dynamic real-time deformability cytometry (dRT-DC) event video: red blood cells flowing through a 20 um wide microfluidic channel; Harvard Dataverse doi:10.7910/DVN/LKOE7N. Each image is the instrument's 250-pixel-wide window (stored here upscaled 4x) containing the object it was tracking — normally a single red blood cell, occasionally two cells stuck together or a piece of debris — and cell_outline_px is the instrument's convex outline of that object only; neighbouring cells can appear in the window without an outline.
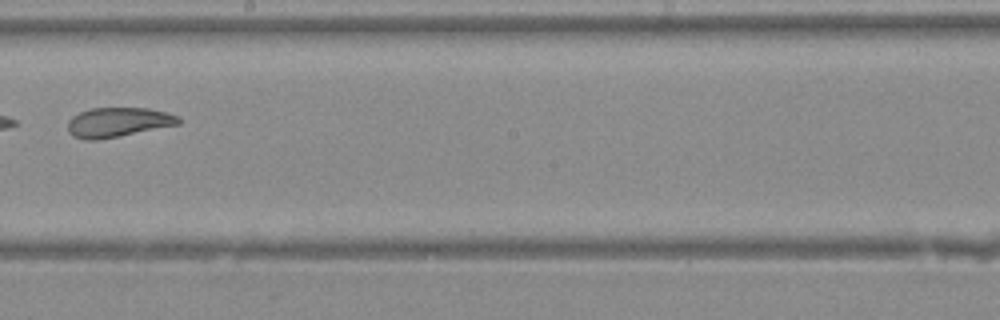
{"species": "Egyptian fruit bat (a non-hibernating species)", "species_latin": "Rousettus aegyptiacus", "temperature_condition": "warm", "stored_images_in_passage": 26, "camera_frame_rate_fps": 3000, "um_per_image_px": 0.085, "animal": {"sex": "female"}, "frame": {"image": 1, "passage_image": 12, "time_ms": 3.667, "image_size_px": [1000, 320], "cell_outline_px": [[180, 124], [100, 140], [84, 140], [72, 136], [68, 132], [68, 120], [72, 116], [80, 112], [92, 108], [148, 108], [168, 112], [176, 116], [180, 120]], "centroid_in_image_um": [10.0, 10.4], "position_along_channel_um": 238.2, "area_um2": 19.19}}
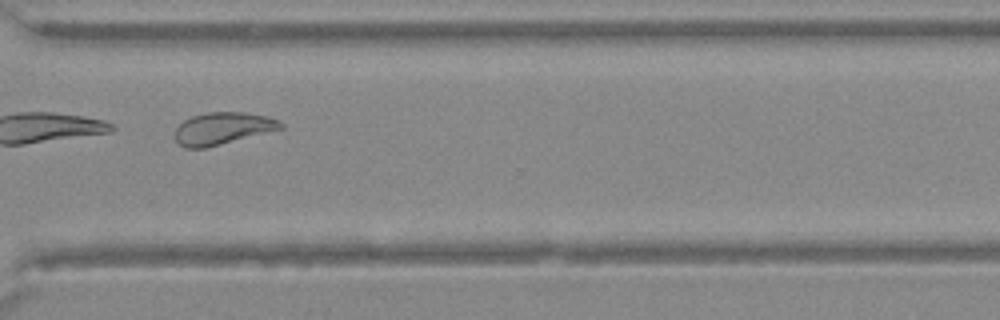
{"frame": {"image": 2, "passage_image": 19, "time_ms": 6.0, "image_size_px": [1000, 320], "cell_outline_px": [[284, 128], [204, 148], [184, 148], [176, 140], [176, 128], [184, 120], [192, 116], [208, 112], [244, 112], [268, 116], [280, 120], [284, 124]], "centroid_in_image_um": [18.95, 10.9], "position_along_channel_um": 351.6, "area_um2": 19.65}}